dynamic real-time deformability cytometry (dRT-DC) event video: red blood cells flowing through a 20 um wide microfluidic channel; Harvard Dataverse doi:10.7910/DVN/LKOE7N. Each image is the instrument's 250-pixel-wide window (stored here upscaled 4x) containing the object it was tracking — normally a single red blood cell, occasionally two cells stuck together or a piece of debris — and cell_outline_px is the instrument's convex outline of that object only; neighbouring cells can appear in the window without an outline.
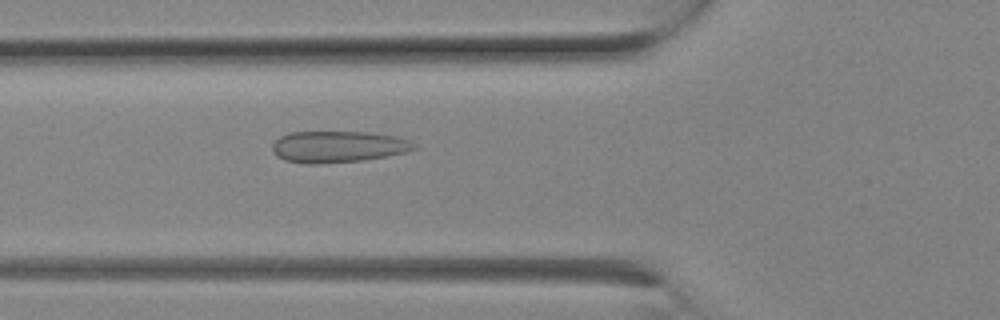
{"species": "Egyptian fruit bat (a non-hibernating species)", "species_latin": "Rousettus aegyptiacus", "temperature_condition": "room temperature", "stored_images_in_passage": 3, "camera_frame_rate_fps": 3000, "um_per_image_px": 0.085, "animal": {"sex": "female"}, "frame": {"image": 1, "passage_image": 3, "time_ms": 0.667, "image_size_px": [1000, 320], "cell_outline_px": [[416, 148], [404, 152], [364, 160], [312, 164], [308, 164], [284, 160], [276, 156], [272, 152], [272, 144], [280, 136], [292, 132], [368, 132], [396, 136], [408, 140], [416, 144]], "centroid_in_image_um": [28.69, 12.47], "position_along_channel_um": 97.1, "area_um2": 25.89}}